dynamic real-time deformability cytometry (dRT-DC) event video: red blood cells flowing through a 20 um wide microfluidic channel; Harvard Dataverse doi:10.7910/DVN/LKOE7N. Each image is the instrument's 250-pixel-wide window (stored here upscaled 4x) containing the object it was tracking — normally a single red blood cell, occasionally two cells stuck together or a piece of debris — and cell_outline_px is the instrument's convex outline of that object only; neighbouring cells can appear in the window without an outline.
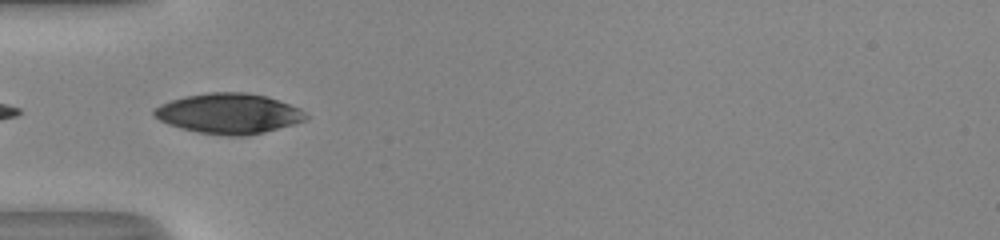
{"species": "human", "species_latin": "Homo sapiens", "temperature_condition": "room temperature", "stored_images_in_passage": 6, "camera_frame_rate_fps": 3000, "um_per_image_px": 0.085, "donor": {"sex": "male"}, "frame": {"image": 1, "passage_image": 1, "time_ms": 0.0, "image_size_px": [1000, 240], "cell_outline_px": [[308, 120], [264, 132], [248, 136], [228, 136], [200, 132], [180, 128], [168, 124], [160, 120], [152, 112], [160, 104], [172, 100], [188, 96], [208, 92], [248, 92], [268, 96], [300, 108], [308, 116]], "centroid_in_image_um": [19.49, 9.65], "position_along_channel_um": 65.5, "area_um2": 35.55}}
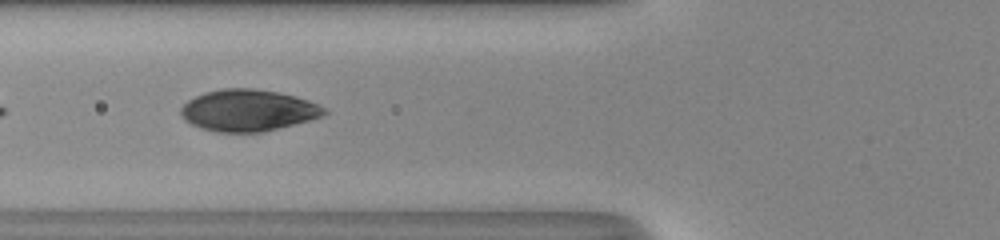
{"frame": {"image": 2, "passage_image": 4, "time_ms": 1.0, "image_size_px": [1000, 240], "cell_outline_px": [[328, 112], [324, 116], [260, 132], [216, 132], [200, 128], [184, 120], [180, 112], [180, 108], [188, 100], [204, 92], [224, 88], [252, 88], [276, 92], [296, 96], [308, 100], [328, 108]], "centroid_in_image_um": [21.08, 9.37], "position_along_channel_um": 104.7, "area_um2": 34.68}}